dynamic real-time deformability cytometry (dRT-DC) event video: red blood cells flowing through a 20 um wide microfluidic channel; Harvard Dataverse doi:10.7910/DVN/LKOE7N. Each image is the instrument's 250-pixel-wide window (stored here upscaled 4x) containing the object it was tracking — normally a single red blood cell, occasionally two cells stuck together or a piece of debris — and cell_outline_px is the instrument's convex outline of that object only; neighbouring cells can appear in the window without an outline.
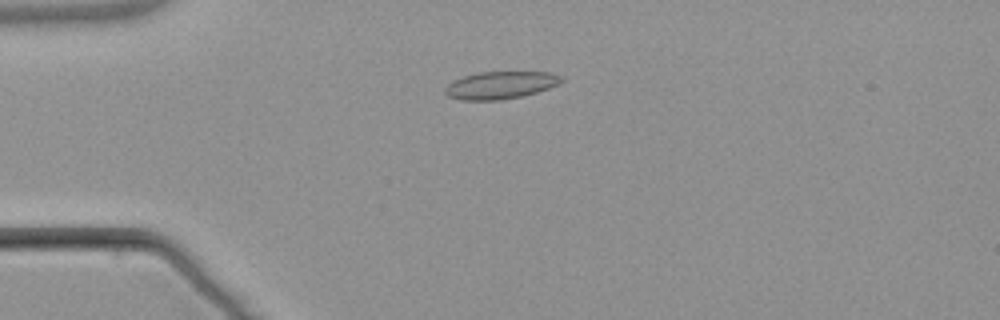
{"species": "common noctule bat (a hibernating species)", "species_latin": "Nyctalus noctula", "temperature_condition": "warm", "stored_images_in_passage": 2, "camera_frame_rate_fps": 3000, "um_per_image_px": 0.085, "animal": {"sex": "male", "body_mass_g": 21.5, "forearm_length_mm": 52.0}, "frame": {"image": 1, "passage_image": 1, "time_ms": 0.0, "image_size_px": [1000, 320], "cell_outline_px": [[564, 80], [560, 84], [536, 92], [520, 96], [500, 100], [460, 100], [448, 96], [444, 92], [444, 88], [452, 80], [476, 72], [552, 72], [560, 76]], "centroid_in_image_um": [42.51, 7.23], "position_along_channel_um": 42.5, "area_um2": 18.67}}